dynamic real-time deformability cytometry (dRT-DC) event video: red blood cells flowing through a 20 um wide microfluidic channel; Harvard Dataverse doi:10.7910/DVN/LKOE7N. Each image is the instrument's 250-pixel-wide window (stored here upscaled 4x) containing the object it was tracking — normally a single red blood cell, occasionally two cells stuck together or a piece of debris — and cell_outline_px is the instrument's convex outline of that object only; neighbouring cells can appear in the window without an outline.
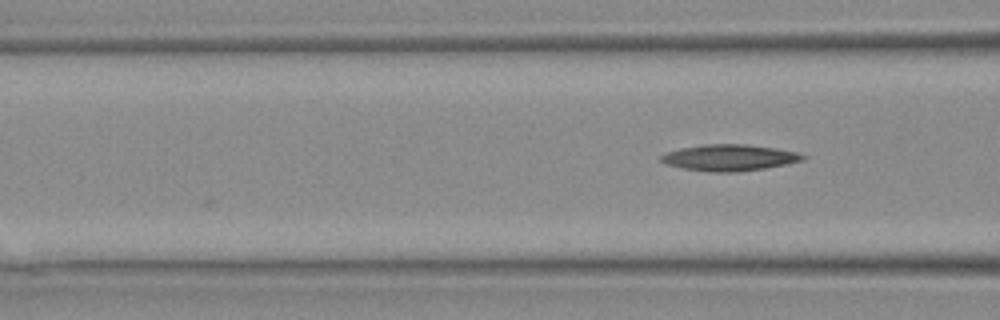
{"species": "Egyptian fruit bat (a non-hibernating species)", "species_latin": "Rousettus aegyptiacus", "temperature_condition": "warm", "stored_images_in_passage": 6, "camera_frame_rate_fps": 3000, "um_per_image_px": 0.085, "animal": {"sex": "female"}, "frame": {"image": 1, "passage_image": 6, "time_ms": 1.667, "image_size_px": [1000, 320], "cell_outline_px": [[804, 160], [764, 168], [736, 172], [712, 172], [684, 168], [668, 164], [660, 160], [660, 156], [668, 152], [680, 148], [704, 144], [744, 144], [776, 148], [796, 152], [804, 156]], "centroid_in_image_um": [61.98, 13.39], "position_along_channel_um": 104.6, "area_um2": 21.39}}